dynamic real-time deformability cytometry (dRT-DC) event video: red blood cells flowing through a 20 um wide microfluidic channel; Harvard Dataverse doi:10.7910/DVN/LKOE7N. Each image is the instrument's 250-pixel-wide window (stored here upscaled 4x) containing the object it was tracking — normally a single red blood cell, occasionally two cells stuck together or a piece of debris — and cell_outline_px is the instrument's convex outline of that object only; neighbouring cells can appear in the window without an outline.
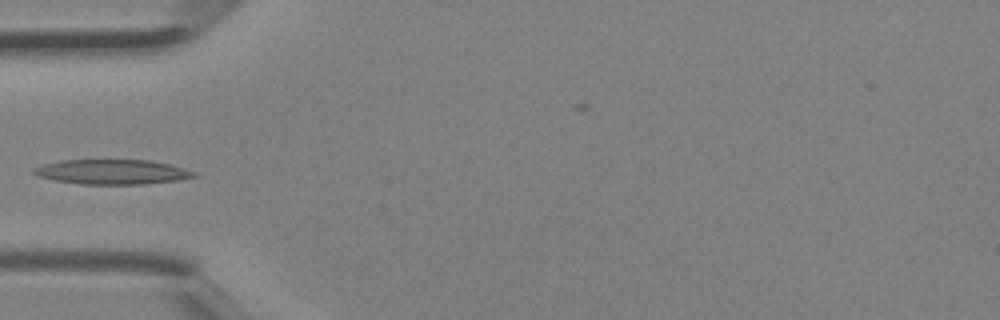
{"species": "Egyptian fruit bat (a non-hibernating species)", "species_latin": "Rousettus aegyptiacus", "temperature_condition": "room temperature", "stored_images_in_passage": 4, "camera_frame_rate_fps": 3000, "um_per_image_px": 0.085, "animal": {"sex": "female"}, "frame": {"image": 1, "passage_image": 4, "time_ms": 1.0, "image_size_px": [1000, 320], "cell_outline_px": [[200, 176], [176, 180], [144, 184], [80, 184], [56, 180], [36, 176], [32, 172], [32, 168], [44, 164], [60, 160], [148, 160], [168, 164], [184, 168], [196, 172]], "centroid_in_image_um": [9.52, 14.61], "position_along_channel_um": 75.5, "area_um2": 23.12}}